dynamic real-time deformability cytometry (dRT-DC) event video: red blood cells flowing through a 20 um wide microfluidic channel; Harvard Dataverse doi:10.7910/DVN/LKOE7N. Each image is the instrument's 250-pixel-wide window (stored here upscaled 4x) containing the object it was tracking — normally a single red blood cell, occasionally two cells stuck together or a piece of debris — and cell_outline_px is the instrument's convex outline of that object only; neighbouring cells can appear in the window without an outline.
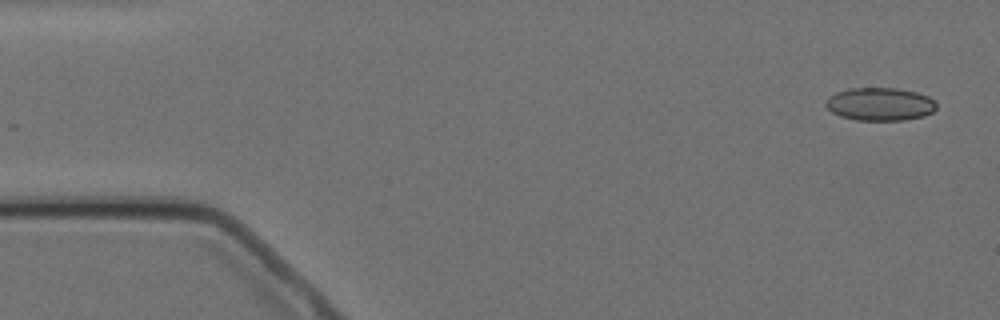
{"species": "Egyptian fruit bat (a non-hibernating species)", "species_latin": "Rousettus aegyptiacus", "temperature_condition": "cold", "stored_images_in_passage": 4, "camera_frame_rate_fps": 3000, "um_per_image_px": 0.085, "animal": {"sex": "female"}, "frame": {"image": 1, "passage_image": 1, "time_ms": 0.0, "image_size_px": [1000, 320], "cell_outline_px": [[936, 108], [932, 112], [924, 116], [904, 120], [856, 120], [840, 116], [832, 112], [824, 104], [824, 100], [828, 96], [836, 92], [848, 88], [896, 88], [916, 92], [928, 96], [936, 100]], "centroid_in_image_um": [74.78, 8.84], "position_along_channel_um": 10.2, "area_um2": 21.5}}
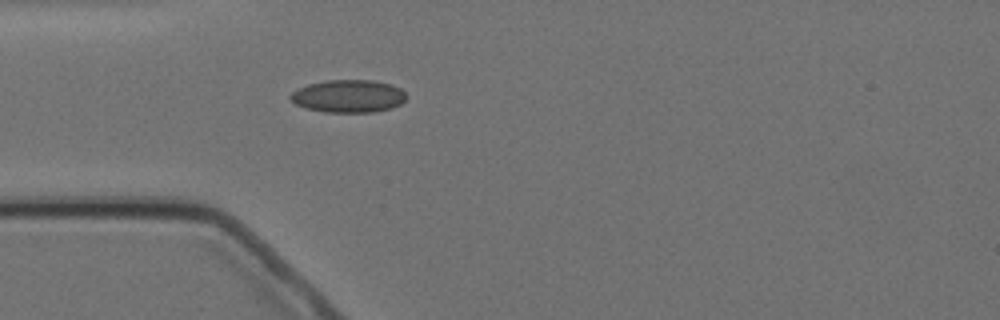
{"frame": {"image": 2, "passage_image": 4, "time_ms": 4.333, "image_size_px": [1000, 320], "cell_outline_px": [[408, 96], [400, 104], [392, 108], [372, 112], [324, 112], [308, 108], [296, 104], [288, 96], [296, 88], [308, 84], [324, 80], [372, 80], [392, 84], [400, 88]], "centroid_in_image_um": [29.62, 8.16], "position_along_channel_um": 55.4, "area_um2": 22.2}}